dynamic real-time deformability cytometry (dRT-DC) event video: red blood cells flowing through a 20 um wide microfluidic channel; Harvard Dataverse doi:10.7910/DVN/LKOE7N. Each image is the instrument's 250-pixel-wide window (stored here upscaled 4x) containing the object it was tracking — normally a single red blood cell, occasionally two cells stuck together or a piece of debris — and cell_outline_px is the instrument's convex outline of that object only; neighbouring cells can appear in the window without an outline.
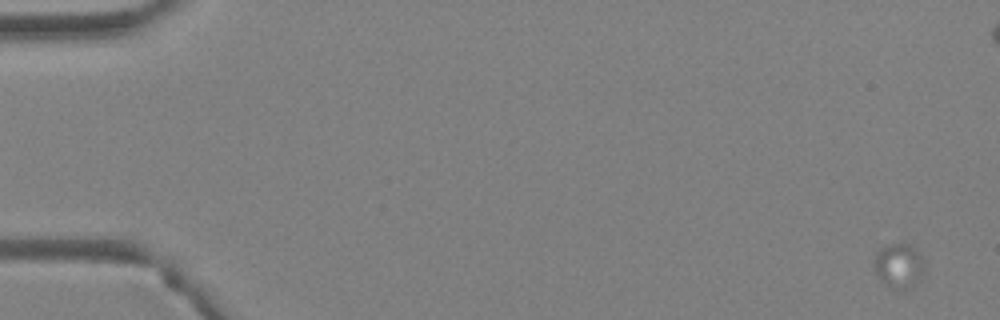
{"species": "Egyptian fruit bat (a non-hibernating species)", "species_latin": "Rousettus aegyptiacus", "temperature_condition": "warm", "stored_images_in_passage": 5, "camera_frame_rate_fps": 3000, "um_per_image_px": 0.085, "animal": {"sex": "female"}, "frame": {"image": 1, "passage_image": 1, "time_ms": 0.0, "image_size_px": [1000, 320], "cell_outline_px": [[924, 276], [920, 280], [908, 288], [892, 288], [884, 284], [880, 280], [876, 272], [872, 260], [876, 252], [880, 248], [892, 244], [908, 244], [916, 248], [924, 260]], "centroid_in_image_um": [76.41, 22.58], "position_along_channel_um": 8.6, "area_um2": 13.24}}